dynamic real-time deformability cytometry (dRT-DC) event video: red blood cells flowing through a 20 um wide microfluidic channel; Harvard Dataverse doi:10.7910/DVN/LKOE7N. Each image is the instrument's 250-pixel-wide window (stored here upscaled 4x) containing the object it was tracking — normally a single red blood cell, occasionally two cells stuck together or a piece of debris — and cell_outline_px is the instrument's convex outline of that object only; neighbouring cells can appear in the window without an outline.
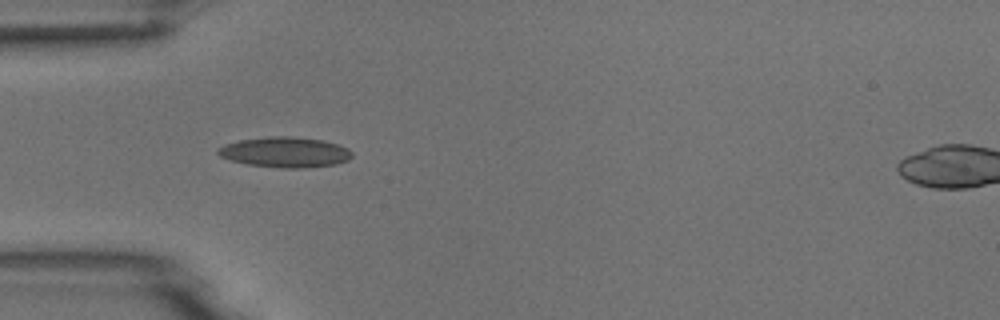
{"species": "common noctule bat (a hibernating species)", "species_latin": "Nyctalus noctula", "temperature_condition": "room temperature", "stored_images_in_passage": 5, "camera_frame_rate_fps": 3000, "um_per_image_px": 0.085, "animal": {"sex": "male", "body_mass_g": 18.8}, "frame": {"image": 1, "passage_image": 4, "time_ms": 4.667, "image_size_px": [1000, 320], "cell_outline_px": [[352, 156], [348, 160], [336, 164], [300, 168], [284, 168], [248, 164], [232, 160], [220, 156], [216, 152], [224, 144], [240, 140], [268, 136], [292, 136], [320, 140], [336, 144], [348, 148], [352, 152]], "centroid_in_image_um": [24.24, 12.93], "position_along_channel_um": 60.8, "area_um2": 23.47}}
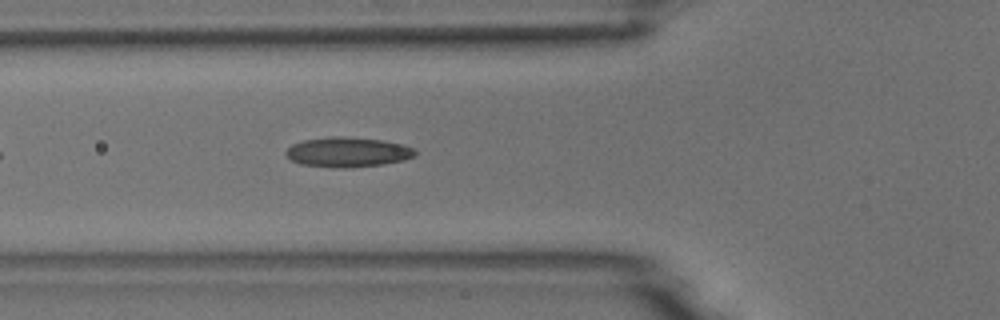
{"frame": {"image": 2, "passage_image": 5, "time_ms": 5.667, "image_size_px": [1000, 320], "cell_outline_px": [[416, 156], [404, 160], [384, 164], [348, 168], [336, 168], [300, 164], [292, 160], [284, 152], [292, 144], [304, 140], [328, 136], [344, 136], [384, 140], [404, 144], [412, 148], [416, 152]], "centroid_in_image_um": [29.57, 12.92], "position_along_channel_um": 96.2, "area_um2": 22.72}}